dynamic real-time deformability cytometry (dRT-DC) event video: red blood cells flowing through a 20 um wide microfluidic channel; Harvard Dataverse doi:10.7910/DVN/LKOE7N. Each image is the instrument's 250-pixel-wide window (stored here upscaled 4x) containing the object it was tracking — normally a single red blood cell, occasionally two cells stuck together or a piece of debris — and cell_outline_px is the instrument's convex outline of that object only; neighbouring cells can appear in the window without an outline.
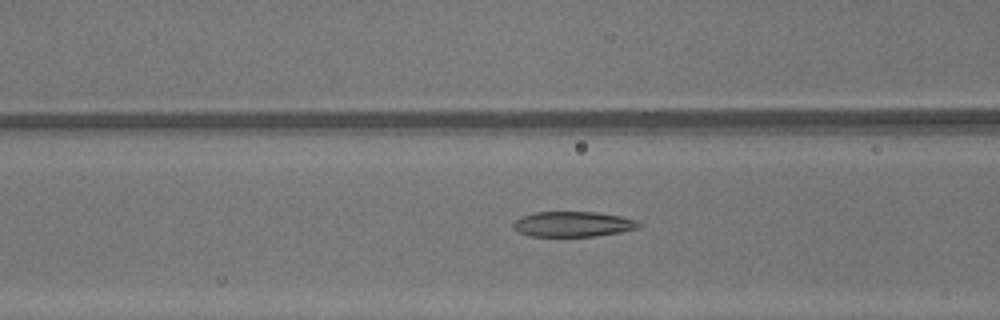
{"species": "common noctule bat (a hibernating species)", "species_latin": "Nyctalus noctula", "temperature_condition": "warm", "stored_images_in_passage": 40, "camera_frame_rate_fps": 3000, "um_per_image_px": 0.085, "animal": {"sex": "male", "body_mass_g": 13.3}, "frame": {"image": 1, "passage_image": 12, "time_ms": 3.667, "image_size_px": [1000, 320], "cell_outline_px": [[644, 224], [640, 228], [620, 232], [596, 236], [528, 236], [512, 228], [512, 224], [520, 216], [536, 212], [596, 212], [620, 216], [636, 220]], "centroid_in_image_um": [48.72, 19.05], "position_along_channel_um": 117.9, "area_um2": 18.61}}
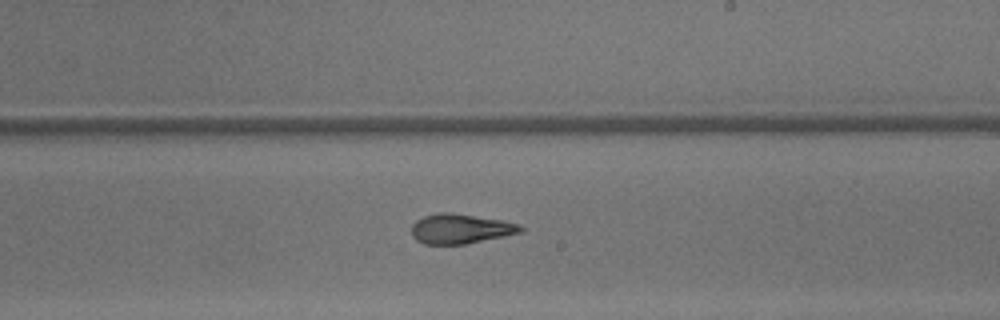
{"frame": {"image": 2, "passage_image": 21, "time_ms": 6.667, "image_size_px": [1000, 320], "cell_outline_px": [[524, 232], [464, 244], [424, 244], [416, 240], [412, 236], [412, 224], [416, 220], [424, 216], [440, 212], [448, 212], [500, 220], [520, 224], [524, 228]], "centroid_in_image_um": [39.13, 19.45], "position_along_channel_um": 249.9, "area_um2": 18.79}}
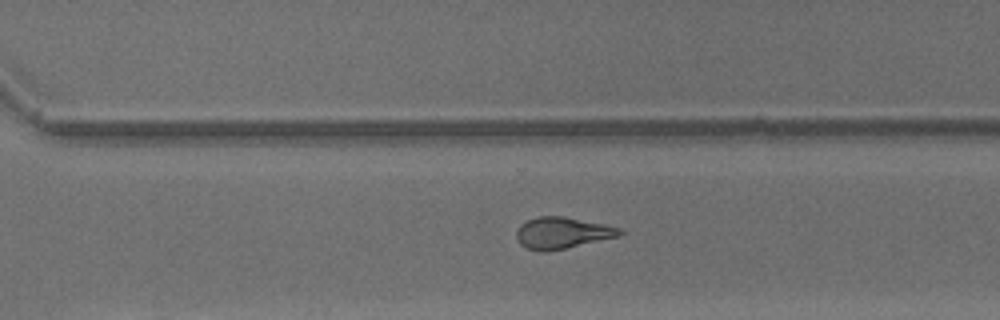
{"frame": {"image": 3, "passage_image": 26, "time_ms": 8.333, "image_size_px": [1000, 320], "cell_outline_px": [[624, 232], [620, 236], [548, 252], [540, 252], [528, 248], [520, 244], [516, 236], [516, 232], [520, 224], [528, 220], [540, 216], [564, 216], [604, 224], [620, 228]], "centroid_in_image_um": [47.79, 19.8], "position_along_channel_um": 322.8, "area_um2": 18.96}, "authors_computed_cell_mechanics": {"area_um2": 19.6809, "velocity_mm_per_s": 4.3961, "shape_relaxation_time_tau1_ms": 4.0324, "shape_relaxation_time_tau2_ms": 1.6298, "deformation_change_tau1": 0.1679, "deformation_change_tau2": 0.1106}}